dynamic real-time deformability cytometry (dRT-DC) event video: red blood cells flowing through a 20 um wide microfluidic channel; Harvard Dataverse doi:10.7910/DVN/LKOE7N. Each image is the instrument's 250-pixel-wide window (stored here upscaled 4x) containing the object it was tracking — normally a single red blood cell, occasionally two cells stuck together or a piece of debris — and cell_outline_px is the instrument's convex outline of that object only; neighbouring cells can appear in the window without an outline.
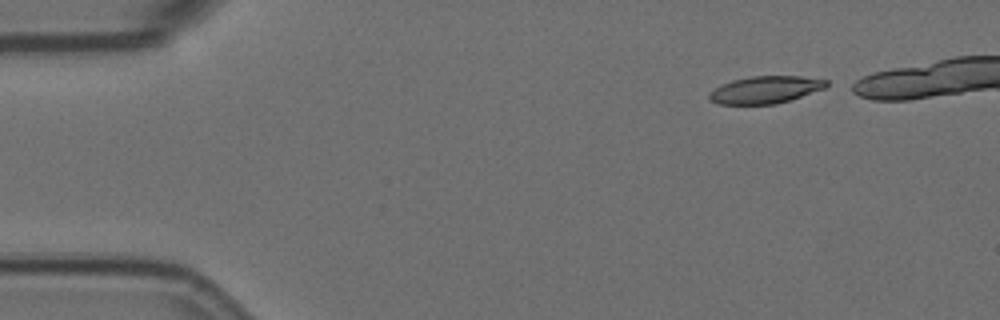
{"species": "Egyptian fruit bat (a non-hibernating species)", "species_latin": "Rousettus aegyptiacus", "temperature_condition": "room temperature", "stored_images_in_passage": 5, "camera_frame_rate_fps": 3000, "um_per_image_px": 0.085, "animal": {"sex": "female"}, "frame": {"image": 1, "passage_image": 1, "time_ms": 0.0, "image_size_px": [1000, 320], "cell_outline_px": [[828, 84], [824, 88], [776, 104], [716, 104], [708, 100], [708, 92], [720, 84], [732, 80], [752, 76], [800, 76], [828, 80]], "centroid_in_image_um": [64.97, 7.62], "position_along_channel_um": 20.0, "area_um2": 18.61}}